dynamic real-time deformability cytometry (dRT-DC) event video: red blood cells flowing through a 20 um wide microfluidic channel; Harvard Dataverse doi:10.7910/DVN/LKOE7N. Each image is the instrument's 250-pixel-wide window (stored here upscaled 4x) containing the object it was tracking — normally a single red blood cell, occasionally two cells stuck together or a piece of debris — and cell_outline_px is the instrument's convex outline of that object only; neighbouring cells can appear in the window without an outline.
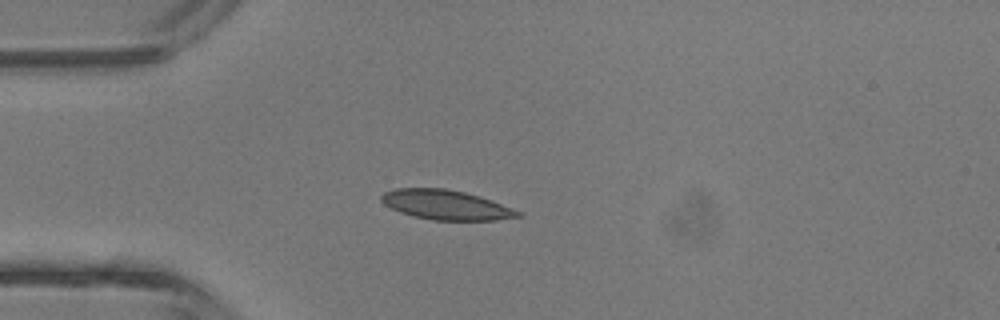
{"species": "common noctule bat (a hibernating species)", "species_latin": "Nyctalus noctula", "temperature_condition": "room temperature", "stored_images_in_passage": 2, "camera_frame_rate_fps": 3000, "um_per_image_px": 0.085, "animal": {"sex": "male", "body_mass_g": 13.3}, "frame": {"image": 1, "passage_image": 2, "time_ms": 2.0, "image_size_px": [1000, 320], "cell_outline_px": [[524, 216], [496, 220], [432, 220], [412, 216], [400, 212], [384, 204], [380, 200], [380, 196], [384, 192], [396, 188], [444, 188], [464, 192], [500, 204], [520, 212]], "centroid_in_image_um": [37.84, 17.42], "position_along_channel_um": 47.2, "area_um2": 23.29}}